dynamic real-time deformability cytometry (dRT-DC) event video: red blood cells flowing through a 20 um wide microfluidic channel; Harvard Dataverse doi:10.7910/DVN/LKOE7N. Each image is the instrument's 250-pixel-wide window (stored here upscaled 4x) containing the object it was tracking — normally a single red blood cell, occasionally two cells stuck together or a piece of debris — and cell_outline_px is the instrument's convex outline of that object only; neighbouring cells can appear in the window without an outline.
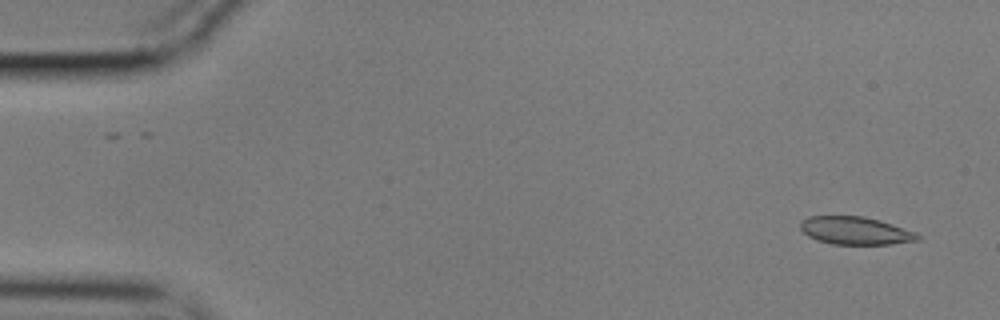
{"species": "common noctule bat (a hibernating species)", "species_latin": "Nyctalus noctula", "temperature_condition": "cold", "stored_images_in_passage": 55, "camera_frame_rate_fps": 3000, "um_per_image_px": 0.085, "animal": {"sex": "male", "body_mass_g": 17.9}, "frame": {"image": 1, "passage_image": 2, "time_ms": 0.333, "image_size_px": [1000, 320], "cell_outline_px": [[920, 240], [892, 244], [832, 244], [808, 236], [800, 228], [800, 220], [808, 216], [864, 216], [880, 220], [916, 232], [920, 236]], "centroid_in_image_um": [72.72, 19.6], "position_along_channel_um": 12.3, "area_um2": 19.02}}
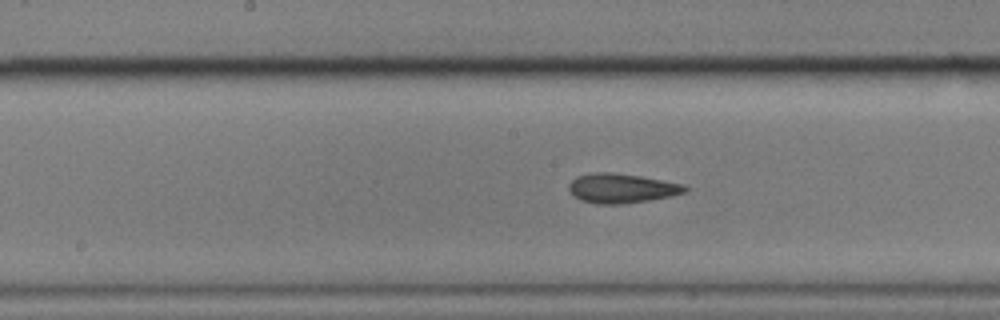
{"frame": {"image": 2, "passage_image": 27, "time_ms": 8.667, "image_size_px": [1000, 320], "cell_outline_px": [[688, 192], [672, 196], [648, 200], [620, 204], [596, 204], [580, 200], [568, 188], [568, 184], [576, 176], [596, 172], [612, 172], [640, 176], [684, 184], [688, 188]], "centroid_in_image_um": [52.86, 16.0], "position_along_channel_um": 195.3, "area_um2": 19.94}}
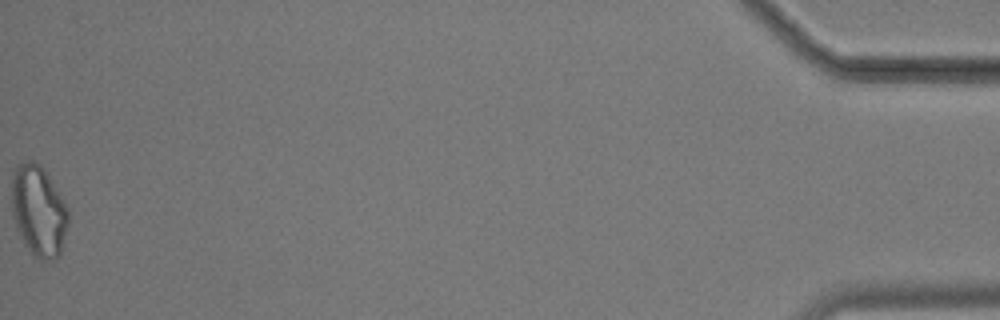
{"frame": {"image": 3, "passage_image": 55, "time_ms": 18.0, "image_size_px": [1000, 320], "cell_outline_px": [[68, 224], [60, 256], [56, 260], [44, 260], [36, 256], [32, 252], [20, 236], [12, 216], [12, 172], [16, 164], [28, 160], [32, 160], [40, 164], [44, 168], [68, 208]], "centroid_in_image_um": [3.28, 17.89], "position_along_channel_um": 431.9, "area_um2": 30.06}, "authors_computed_cell_mechanics": {"area_um2": 19.941, "velocity_mm_per_s": 3.5678, "shape_relaxation_time_tau1_ms": 11.3171, "shape_relaxation_time_tau2_ms": 4.5903, "deformation_change_tau1": 0.161, "deformation_change_tau2": 0.0959}}